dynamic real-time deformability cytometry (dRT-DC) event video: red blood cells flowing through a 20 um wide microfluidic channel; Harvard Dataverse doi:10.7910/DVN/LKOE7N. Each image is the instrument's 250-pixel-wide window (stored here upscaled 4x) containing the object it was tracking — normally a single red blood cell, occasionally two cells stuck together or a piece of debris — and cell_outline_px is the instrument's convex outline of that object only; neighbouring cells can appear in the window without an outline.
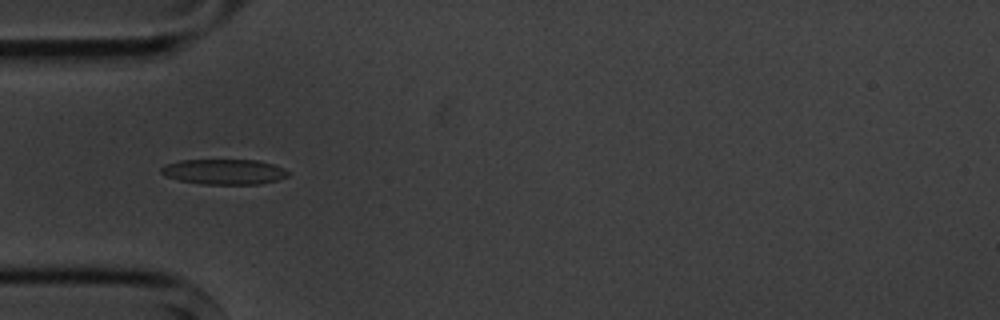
{"species": "common noctule bat (a hibernating species)", "species_latin": "Nyctalus noctula", "temperature_condition": "cold", "stored_images_in_passage": 6, "camera_frame_rate_fps": 3000, "um_per_image_px": 0.085, "animal": {"sex": "male", "body_mass_g": 20.1, "forearm_length_mm": 53.5}, "frame": {"image": 1, "passage_image": 5, "time_ms": 5.0, "image_size_px": [1000, 320], "cell_outline_px": [[288, 176], [276, 180], [260, 184], [200, 184], [180, 180], [164, 176], [160, 172], [160, 168], [164, 164], [180, 160], [256, 160], [272, 164], [284, 168], [288, 172]], "centroid_in_image_um": [19.0, 14.6], "position_along_channel_um": 66.0, "area_um2": 18.73}}
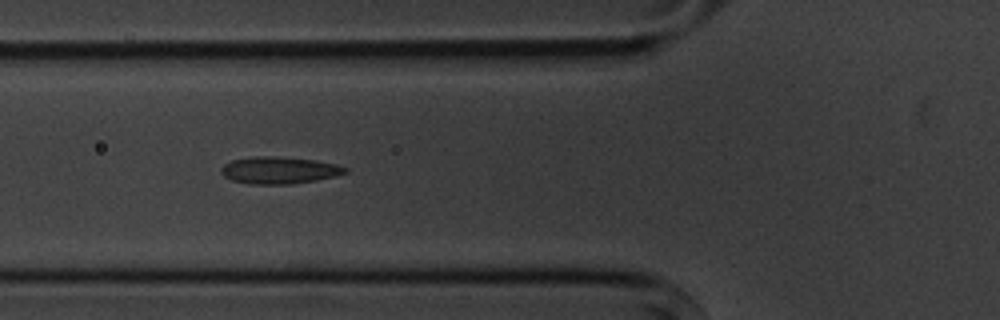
{"frame": {"image": 2, "passage_image": 6, "time_ms": 6.0, "image_size_px": [1000, 320], "cell_outline_px": [[348, 172], [316, 180], [292, 184], [248, 184], [232, 180], [224, 176], [220, 172], [220, 168], [224, 164], [232, 160], [252, 156], [272, 156], [316, 160], [336, 164], [348, 168]], "centroid_in_image_um": [23.7, 14.47], "position_along_channel_um": 102.1, "area_um2": 19.54}}